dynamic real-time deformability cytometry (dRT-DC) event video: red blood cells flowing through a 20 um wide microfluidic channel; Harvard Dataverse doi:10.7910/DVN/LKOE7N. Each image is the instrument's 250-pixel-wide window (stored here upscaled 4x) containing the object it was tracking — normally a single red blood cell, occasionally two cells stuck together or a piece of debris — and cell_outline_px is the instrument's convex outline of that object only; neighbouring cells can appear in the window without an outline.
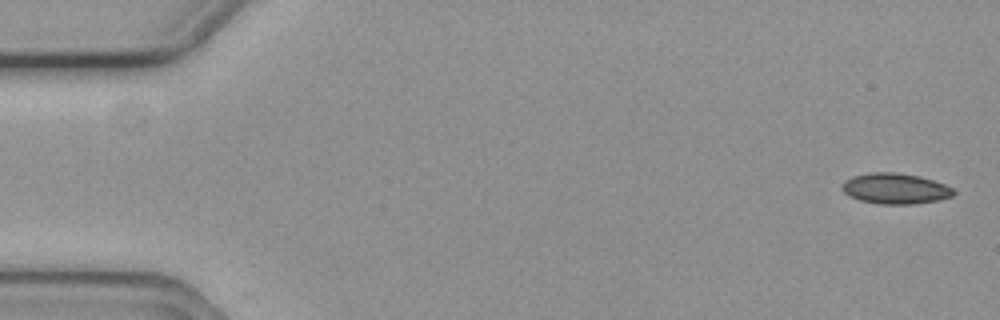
{"species": "common noctule bat (a hibernating species)", "species_latin": "Nyctalus noctula", "temperature_condition": "cold", "stored_images_in_passage": 4, "segment_of_instrument_passage": [2, 2], "camera_frame_rate_fps": 3000, "um_per_image_px": 0.085, "animal": {"sex": "female", "body_mass_g": 19.3, "forearm_length_mm": 54.1}, "frame": {"image": 1, "passage_image": 4, "time_ms": 1.0, "image_size_px": [1000, 320], "cell_outline_px": [[956, 192], [952, 196], [940, 200], [916, 204], [876, 204], [860, 200], [844, 192], [840, 188], [844, 180], [852, 176], [872, 172], [896, 172], [920, 176], [944, 184], [952, 188]], "centroid_in_image_um": [76.09, 16.03], "position_along_channel_um": 8.9, "area_um2": 20.06}}